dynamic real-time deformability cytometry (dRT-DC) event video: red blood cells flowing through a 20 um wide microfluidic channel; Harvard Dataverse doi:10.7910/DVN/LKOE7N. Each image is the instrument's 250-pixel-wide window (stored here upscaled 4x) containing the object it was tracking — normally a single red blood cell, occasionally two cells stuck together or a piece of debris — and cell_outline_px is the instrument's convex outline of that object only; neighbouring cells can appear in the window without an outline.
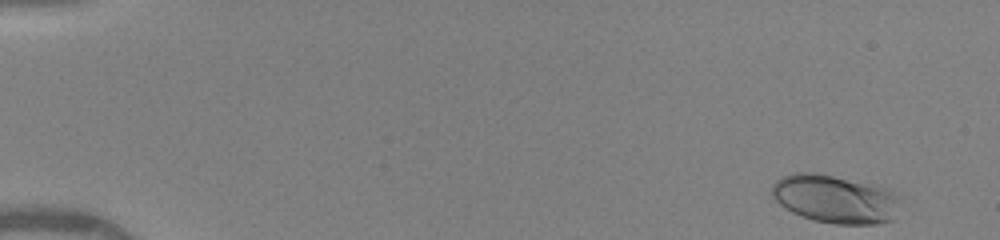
{"species": "human", "species_latin": "Homo sapiens", "temperature_condition": "warm", "stored_images_in_passage": 42, "camera_frame_rate_fps": 3000, "um_per_image_px": 0.085, "donor": {"sex": "female"}, "frame": {"image": 1, "passage_image": 1, "time_ms": 0.0, "image_size_px": [1000, 240], "cell_outline_px": [[900, 200], [896, 220], [876, 224], [836, 224], [812, 220], [792, 212], [784, 208], [772, 196], [772, 184], [776, 180], [792, 172], [816, 172], [884, 188], [892, 192]], "centroid_in_image_um": [70.97, 16.93], "position_along_channel_um": 14.0, "area_um2": 36.07}}
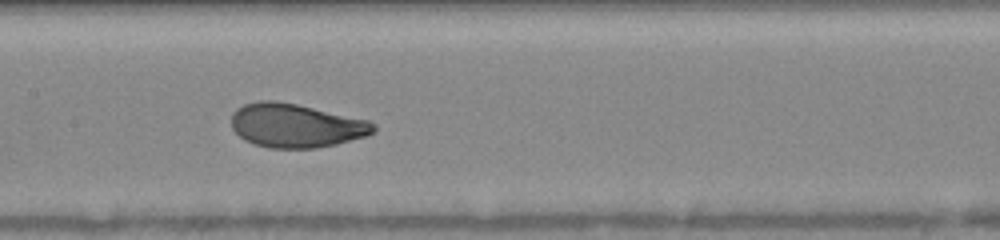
{"frame": {"image": 2, "passage_image": 24, "time_ms": 7.667, "image_size_px": [1000, 240], "cell_outline_px": [[376, 132], [368, 136], [336, 144], [316, 148], [268, 148], [252, 144], [244, 140], [232, 128], [232, 112], [236, 108], [244, 104], [260, 100], [276, 100], [296, 104], [368, 120], [376, 124]], "centroid_in_image_um": [25.15, 10.68], "position_along_channel_um": 182.3, "area_um2": 36.53}}
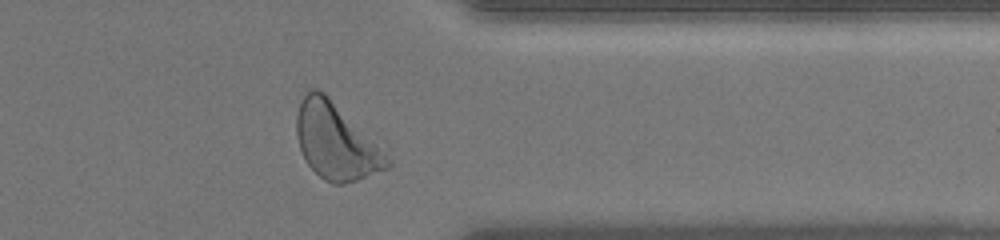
{"frame": {"image": 3, "passage_image": 39, "time_ms": 12.667, "image_size_px": [1000, 240], "cell_outline_px": [[392, 164], [388, 168], [356, 180], [344, 184], [332, 184], [324, 180], [308, 164], [300, 148], [296, 136], [296, 116], [300, 104], [308, 88], [316, 88], [324, 92], [380, 144], [392, 160]], "centroid_in_image_um": [28.58, 12.01], "position_along_channel_um": 382.8, "area_um2": 40.34}, "authors_computed_cell_mechanics": {"area_um2": 36.0094, "velocity_mm_per_s": 4.0922, "shape_relaxation_time_tau1_ms": 3.6824, "shape_relaxation_time_tau2_ms": null, "deformation_change_tau1": 0.1609, "deformation_change_tau2": null}}